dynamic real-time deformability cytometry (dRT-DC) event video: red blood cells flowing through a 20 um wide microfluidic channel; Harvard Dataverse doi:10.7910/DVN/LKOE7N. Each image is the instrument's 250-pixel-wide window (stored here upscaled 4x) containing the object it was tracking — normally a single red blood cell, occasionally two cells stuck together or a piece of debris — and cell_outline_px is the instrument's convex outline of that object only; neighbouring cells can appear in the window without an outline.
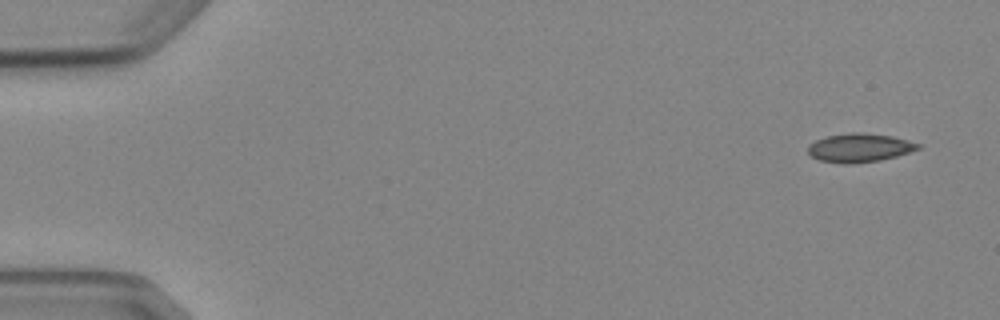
{"species": "Egyptian fruit bat (a non-hibernating species)", "species_latin": "Rousettus aegyptiacus", "temperature_condition": "cold", "stored_images_in_passage": 5, "camera_frame_rate_fps": 3000, "um_per_image_px": 0.085, "animal": {"sex": "female"}, "frame": {"image": 1, "passage_image": 1, "time_ms": 0.0, "image_size_px": [1000, 320], "cell_outline_px": [[920, 148], [896, 156], [880, 160], [852, 164], [840, 164], [820, 160], [812, 156], [808, 152], [808, 144], [816, 140], [828, 136], [852, 132], [860, 132], [892, 136], [908, 140], [920, 144]], "centroid_in_image_um": [73.04, 12.56], "position_along_channel_um": 12.0, "area_um2": 18.32}}
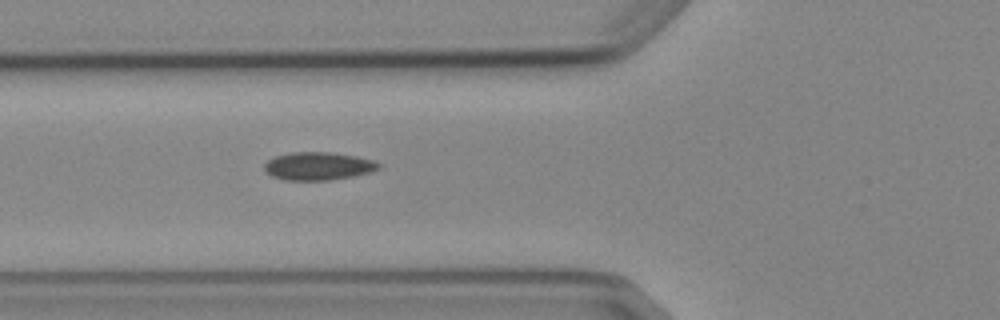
{"frame": {"image": 2, "passage_image": 5, "time_ms": 5.667, "image_size_px": [1000, 320], "cell_outline_px": [[380, 168], [368, 172], [352, 176], [328, 180], [284, 180], [272, 176], [264, 168], [264, 164], [268, 160], [276, 156], [292, 152], [328, 152], [356, 156], [372, 160], [380, 164]], "centroid_in_image_um": [27.02, 14.11], "position_along_channel_um": 98.8, "area_um2": 18.38}}